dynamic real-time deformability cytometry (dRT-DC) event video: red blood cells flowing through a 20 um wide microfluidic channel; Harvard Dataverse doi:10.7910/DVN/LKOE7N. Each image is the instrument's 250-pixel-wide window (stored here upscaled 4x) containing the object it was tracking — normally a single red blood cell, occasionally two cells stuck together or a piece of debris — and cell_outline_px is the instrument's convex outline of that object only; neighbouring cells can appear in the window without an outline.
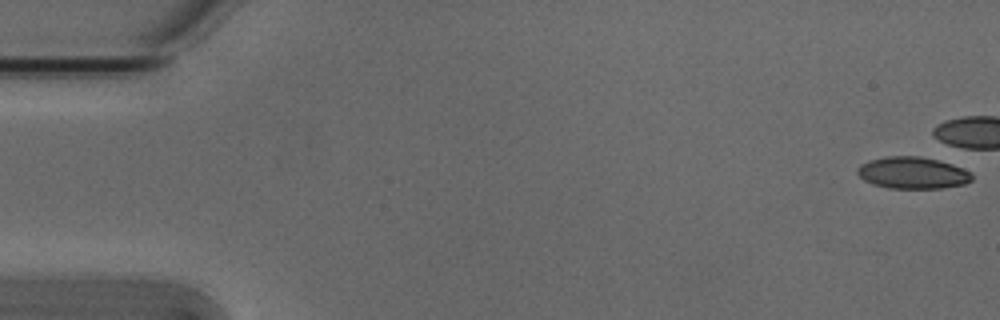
{"species": "Egyptian fruit bat (a non-hibernating species)", "species_latin": "Rousettus aegyptiacus", "temperature_condition": "cold", "stored_images_in_passage": 3, "camera_frame_rate_fps": 3000, "um_per_image_px": 0.085, "animal": {"sex": "male"}, "frame": {"image": 1, "passage_image": 1, "time_ms": 0.0, "image_size_px": [1000, 320], "cell_outline_px": [[972, 180], [964, 184], [944, 188], [888, 188], [872, 184], [864, 180], [856, 172], [856, 168], [860, 164], [868, 160], [888, 156], [920, 156], [952, 164], [972, 172]], "centroid_in_image_um": [77.55, 14.69], "position_along_channel_um": 7.4, "area_um2": 21.33}}